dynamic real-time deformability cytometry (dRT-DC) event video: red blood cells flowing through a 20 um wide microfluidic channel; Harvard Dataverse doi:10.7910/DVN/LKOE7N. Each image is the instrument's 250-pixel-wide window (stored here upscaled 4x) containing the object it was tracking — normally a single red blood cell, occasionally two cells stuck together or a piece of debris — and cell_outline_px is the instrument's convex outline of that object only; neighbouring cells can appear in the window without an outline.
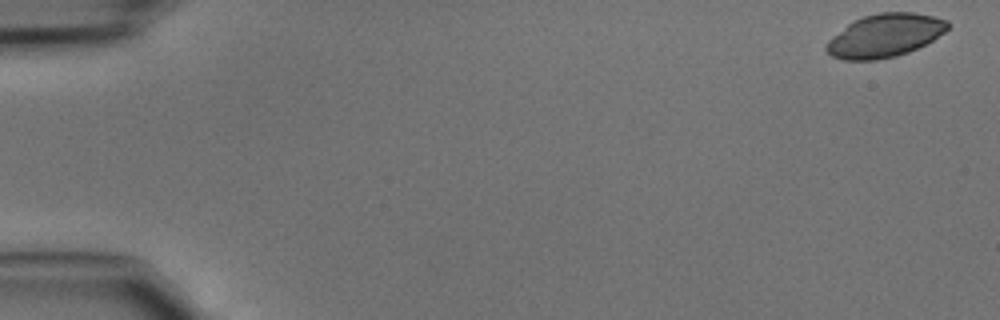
{"species": "common noctule bat (a hibernating species)", "species_latin": "Nyctalus noctula", "temperature_condition": "cold", "stored_images_in_passage": 46, "camera_frame_rate_fps": 3000, "um_per_image_px": 0.085, "animal": {"sex": "male", "body_mass_g": 15.6}, "frame": {"image": 1, "passage_image": 1, "time_ms": 0.0, "image_size_px": [1000, 320], "cell_outline_px": [[952, 24], [944, 32], [932, 40], [908, 52], [896, 56], [876, 60], [844, 60], [832, 56], [824, 48], [828, 40], [832, 36], [848, 24], [864, 16], [880, 12], [912, 12], [932, 16], [948, 20]], "centroid_in_image_um": [75.21, 3.02], "position_along_channel_um": 9.8, "area_um2": 30.4}}
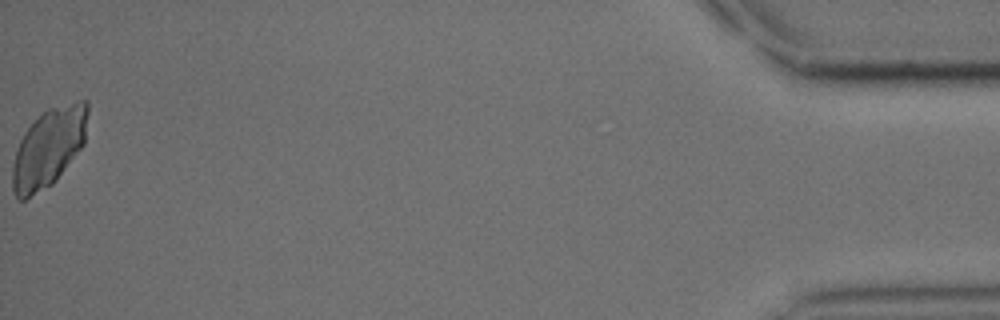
{"frame": {"image": 2, "passage_image": 46, "time_ms": 15.0, "image_size_px": [1000, 320], "cell_outline_px": [[88, 112], [84, 144], [56, 180], [52, 184], [24, 200], [20, 200], [16, 196], [12, 188], [12, 168], [16, 152], [20, 140], [24, 132], [48, 108], [80, 100], [88, 100]], "centroid_in_image_um": [4.14, 12.55], "position_along_channel_um": 431.1, "area_um2": 34.22}}